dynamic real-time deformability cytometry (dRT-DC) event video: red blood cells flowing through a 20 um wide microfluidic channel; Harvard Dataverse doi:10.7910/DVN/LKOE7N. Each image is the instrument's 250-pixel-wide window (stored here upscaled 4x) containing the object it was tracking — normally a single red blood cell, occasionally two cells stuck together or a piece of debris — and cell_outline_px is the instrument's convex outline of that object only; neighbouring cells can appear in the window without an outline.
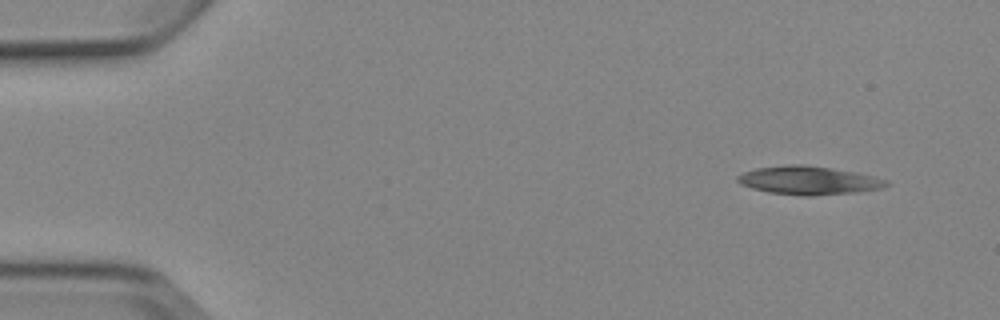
{"species": "Egyptian fruit bat (a non-hibernating species)", "species_latin": "Rousettus aegyptiacus", "temperature_condition": "cold", "stored_images_in_passage": 4, "camera_frame_rate_fps": 3000, "um_per_image_px": 0.085, "animal": {"sex": "female"}, "frame": {"image": 1, "passage_image": 1, "time_ms": 0.0, "image_size_px": [1000, 320], "cell_outline_px": [[888, 184], [880, 188], [856, 192], [812, 196], [804, 196], [768, 192], [752, 188], [740, 184], [736, 180], [736, 176], [744, 172], [756, 168], [784, 164], [804, 164], [832, 168], [856, 172], [888, 180]], "centroid_in_image_um": [68.69, 15.32], "position_along_channel_um": 16.3, "area_um2": 24.68}}
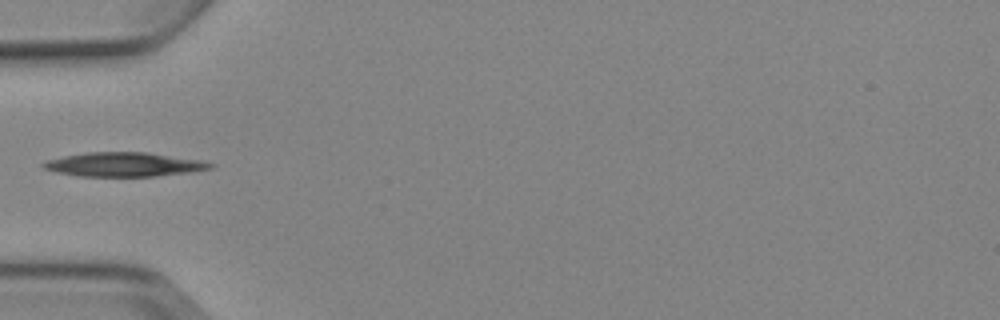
{"frame": {"image": 2, "passage_image": 4, "time_ms": 4.333, "image_size_px": [1000, 320], "cell_outline_px": [[216, 164], [212, 168], [188, 172], [156, 176], [80, 176], [56, 172], [44, 168], [40, 164], [48, 160], [64, 156], [88, 152], [148, 152], [200, 160]], "centroid_in_image_um": [10.54, 13.97], "position_along_channel_um": 74.5, "area_um2": 23.29}}